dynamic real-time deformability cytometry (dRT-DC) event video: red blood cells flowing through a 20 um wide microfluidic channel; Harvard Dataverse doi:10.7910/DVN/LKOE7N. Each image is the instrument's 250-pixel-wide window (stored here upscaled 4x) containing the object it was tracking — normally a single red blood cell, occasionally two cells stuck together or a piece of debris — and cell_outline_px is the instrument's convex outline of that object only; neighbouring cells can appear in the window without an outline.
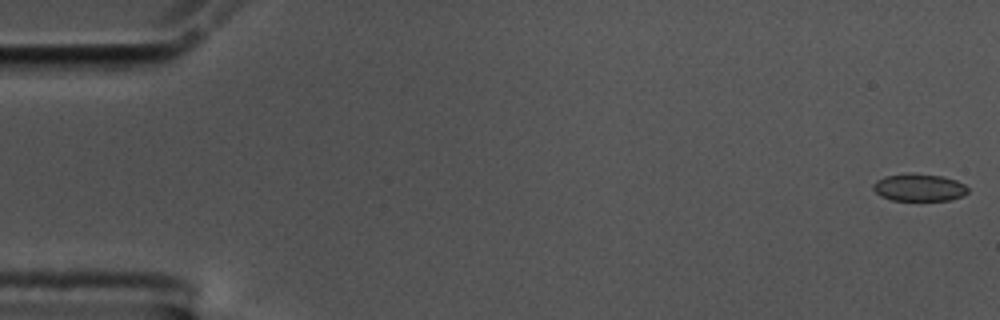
{"species": "common noctule bat (a hibernating species)", "species_latin": "Nyctalus noctula", "temperature_condition": "cold", "stored_images_in_passage": 18, "camera_frame_rate_fps": 3000, "um_per_image_px": 0.085, "animal": {"sex": "male", "body_mass_g": 17.5, "forearm_length_mm": 52.3}, "frame": {"image": 1, "passage_image": 1, "time_ms": 0.0, "image_size_px": [1000, 320], "cell_outline_px": [[968, 192], [964, 196], [948, 200], [892, 200], [880, 196], [872, 188], [872, 184], [876, 180], [884, 176], [944, 176], [956, 180], [964, 184], [968, 188]], "centroid_in_image_um": [78.14, 15.98], "position_along_channel_um": 6.9, "area_um2": 14.51}}
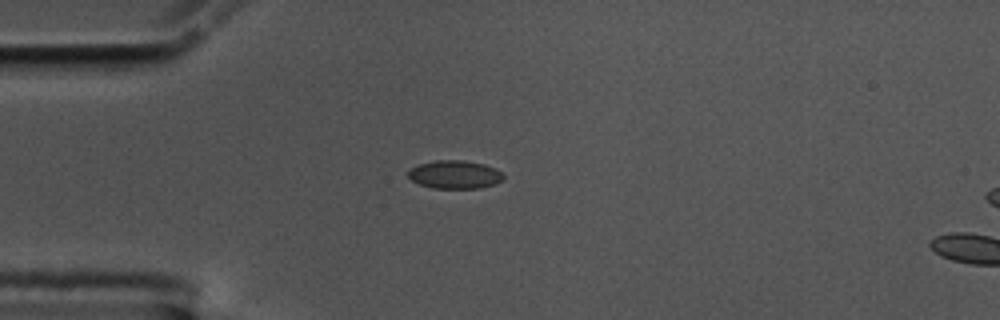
{"frame": {"image": 2, "passage_image": 15, "time_ms": 4.667, "image_size_px": [1000, 320], "cell_outline_px": [[504, 180], [496, 184], [480, 188], [432, 188], [420, 184], [412, 180], [408, 176], [408, 172], [412, 168], [420, 164], [436, 160], [464, 160], [484, 164], [496, 168], [504, 176]], "centroid_in_image_um": [38.7, 14.84], "position_along_channel_um": 46.3, "area_um2": 15.66}}